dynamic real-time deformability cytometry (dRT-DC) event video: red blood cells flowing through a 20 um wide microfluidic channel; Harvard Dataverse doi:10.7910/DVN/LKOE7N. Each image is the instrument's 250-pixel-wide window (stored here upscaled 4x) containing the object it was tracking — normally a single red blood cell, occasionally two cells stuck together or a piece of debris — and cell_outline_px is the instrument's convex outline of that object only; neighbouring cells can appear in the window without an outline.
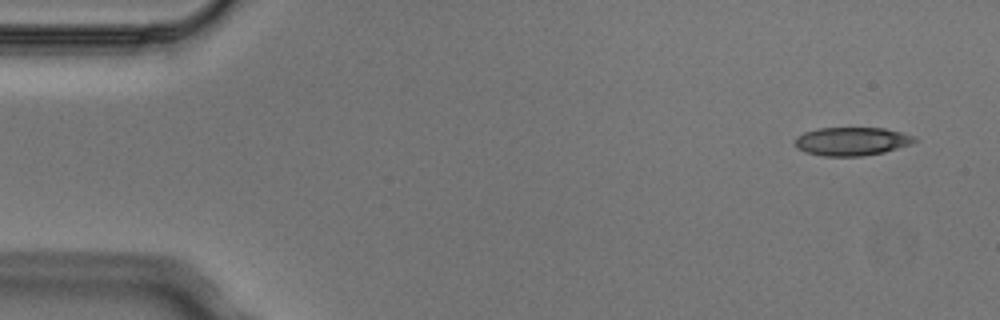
{"species": "Egyptian fruit bat (a non-hibernating species)", "species_latin": "Rousettus aegyptiacus", "temperature_condition": "cold", "stored_images_in_passage": 4, "camera_frame_rate_fps": 3000, "um_per_image_px": 0.085, "animal": {"sex": "male"}, "frame": {"image": 1, "passage_image": 1, "time_ms": 0.0, "image_size_px": [1000, 320], "cell_outline_px": [[920, 140], [912, 144], [884, 152], [860, 156], [824, 156], [804, 152], [796, 148], [796, 136], [804, 132], [816, 128], [884, 128], [916, 136]], "centroid_in_image_um": [72.42, 12.01], "position_along_channel_um": 12.6, "area_um2": 19.94}}
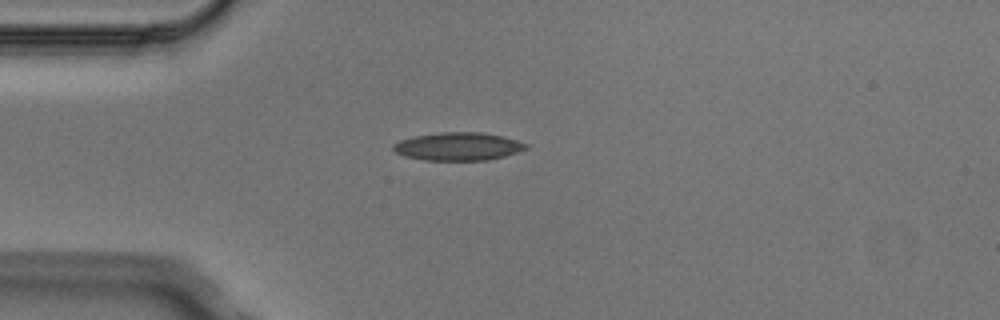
{"frame": {"image": 2, "passage_image": 4, "time_ms": 1.0, "image_size_px": [1000, 320], "cell_outline_px": [[528, 148], [504, 156], [488, 160], [424, 160], [404, 156], [396, 152], [392, 148], [392, 144], [400, 140], [412, 136], [440, 132], [480, 132], [500, 136], [516, 140], [528, 144]], "centroid_in_image_um": [38.9, 12.44], "position_along_channel_um": 46.1, "area_um2": 21.62}}